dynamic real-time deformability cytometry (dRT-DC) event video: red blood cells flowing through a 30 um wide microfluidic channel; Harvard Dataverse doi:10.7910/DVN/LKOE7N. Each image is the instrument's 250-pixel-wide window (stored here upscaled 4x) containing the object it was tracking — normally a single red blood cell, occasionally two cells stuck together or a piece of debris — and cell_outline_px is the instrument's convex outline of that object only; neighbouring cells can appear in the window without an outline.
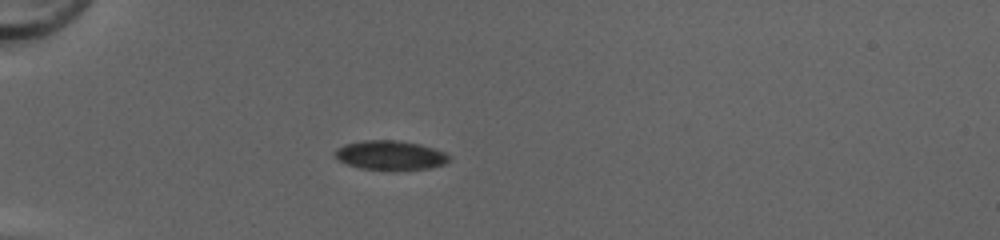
{"species": "common noctule bat (a hibernating species)", "species_latin": "Nyctalus noctula", "temperature_condition": "cold", "stored_images_in_passage": 37, "camera_frame_rate_fps": 3000, "um_per_image_px": 0.085, "animal": {"sex": "female", "body_mass_g": 20.0, "forearm_length_mm": 54.0}, "frame": {"image": 1, "passage_image": 1, "time_ms": 0.0, "image_size_px": [1000, 240], "cell_outline_px": [[448, 160], [444, 164], [432, 168], [396, 172], [360, 168], [348, 164], [340, 160], [336, 156], [336, 148], [344, 144], [364, 140], [396, 140], [420, 144], [444, 152], [448, 156]], "centroid_in_image_um": [33.19, 13.22], "position_along_channel_um": 51.8, "area_um2": 19.77}}
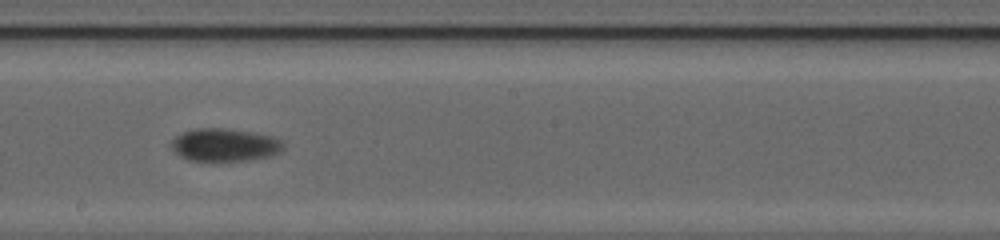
{"frame": {"image": 2, "passage_image": 16, "time_ms": 5.0, "image_size_px": [1000, 240], "cell_outline_px": [[284, 148], [280, 152], [272, 156], [252, 160], [188, 160], [180, 156], [172, 148], [172, 140], [176, 136], [184, 132], [196, 128], [224, 128], [256, 132], [272, 136], [280, 140], [284, 144]], "centroid_in_image_um": [19.15, 12.31], "position_along_channel_um": 229.0, "area_um2": 21.44}}
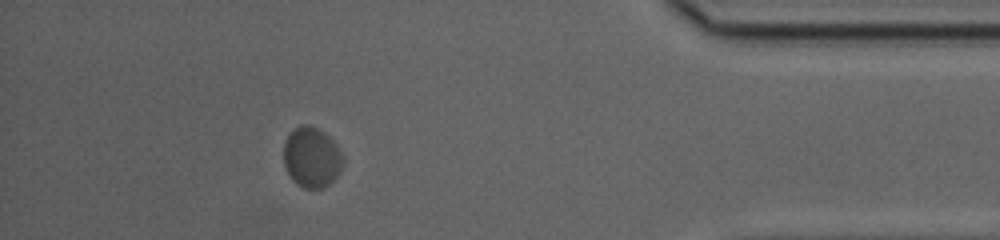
{"frame": {"image": 3, "passage_image": 32, "time_ms": 10.333, "image_size_px": [1000, 240], "cell_outline_px": [[344, 160], [340, 172], [324, 188], [304, 188], [296, 184], [292, 180], [284, 164], [284, 144], [288, 136], [300, 124], [308, 124], [324, 132], [336, 144], [344, 156]], "centroid_in_image_um": [26.51, 13.38], "position_along_channel_um": 408.7, "area_um2": 20.81}, "authors_computed_cell_mechanics": {"area_um2": 20.6924, "velocity_mm_per_s": 4.0637, "shape_relaxation_time_tau1_ms": 2.0938, "shape_relaxation_time_tau2_ms": null, "deformation_change_tau1": 0.0509, "deformation_change_tau2": null}}